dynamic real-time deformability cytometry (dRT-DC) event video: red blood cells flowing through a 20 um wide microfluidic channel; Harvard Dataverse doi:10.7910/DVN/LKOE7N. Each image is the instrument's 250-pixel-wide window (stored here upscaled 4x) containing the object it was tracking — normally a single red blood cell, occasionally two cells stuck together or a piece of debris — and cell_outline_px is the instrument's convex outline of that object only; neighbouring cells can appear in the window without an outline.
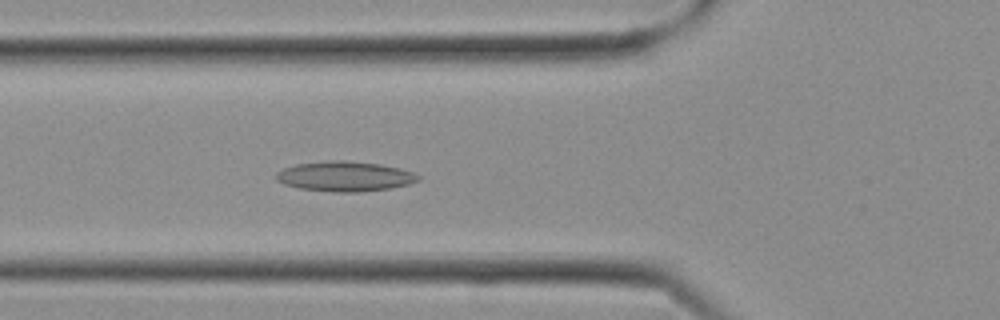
{"species": "Egyptian fruit bat (a non-hibernating species)", "species_latin": "Rousettus aegyptiacus", "temperature_condition": "cold", "stored_images_in_passage": 10, "camera_frame_rate_fps": 3000, "um_per_image_px": 0.085, "frame": {"image": 1, "passage_image": 10, "time_ms": 3.0, "image_size_px": [1000, 320], "cell_outline_px": [[420, 180], [408, 184], [392, 188], [360, 192], [336, 192], [300, 188], [284, 184], [276, 180], [276, 172], [284, 168], [296, 164], [328, 160], [344, 160], [380, 164], [400, 168], [412, 172], [420, 176]], "centroid_in_image_um": [29.32, 14.98], "position_along_channel_um": 96.5, "area_um2": 24.85}}